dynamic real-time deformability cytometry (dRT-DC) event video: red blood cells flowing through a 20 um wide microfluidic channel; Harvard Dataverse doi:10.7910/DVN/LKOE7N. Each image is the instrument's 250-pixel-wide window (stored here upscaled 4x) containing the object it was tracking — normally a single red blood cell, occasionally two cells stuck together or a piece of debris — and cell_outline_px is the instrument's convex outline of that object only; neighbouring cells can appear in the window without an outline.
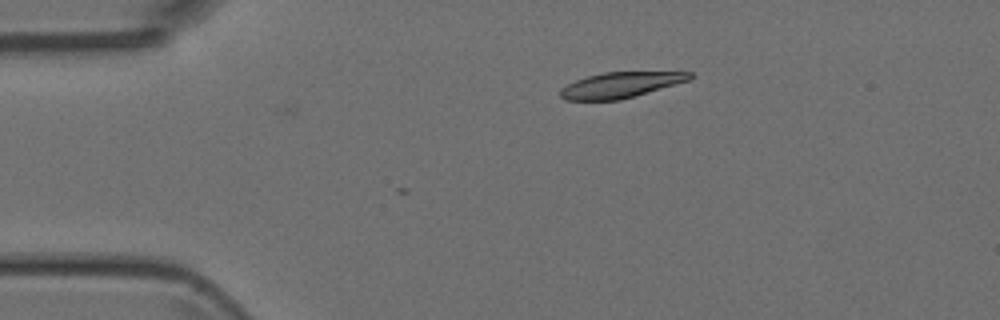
{"species": "Egyptian fruit bat (a non-hibernating species)", "species_latin": "Rousettus aegyptiacus", "temperature_condition": "room temperature", "stored_images_in_passage": 2, "camera_frame_rate_fps": 3000, "um_per_image_px": 0.085, "animal": {"sex": "female"}, "frame": {"image": 1, "passage_image": 2, "time_ms": 0.333, "image_size_px": [1000, 320], "cell_outline_px": [[692, 76], [688, 80], [620, 100], [564, 100], [560, 96], [560, 88], [576, 80], [588, 76], [604, 72], [692, 72]], "centroid_in_image_um": [52.68, 7.22], "position_along_channel_um": 32.3, "area_um2": 18.96}}